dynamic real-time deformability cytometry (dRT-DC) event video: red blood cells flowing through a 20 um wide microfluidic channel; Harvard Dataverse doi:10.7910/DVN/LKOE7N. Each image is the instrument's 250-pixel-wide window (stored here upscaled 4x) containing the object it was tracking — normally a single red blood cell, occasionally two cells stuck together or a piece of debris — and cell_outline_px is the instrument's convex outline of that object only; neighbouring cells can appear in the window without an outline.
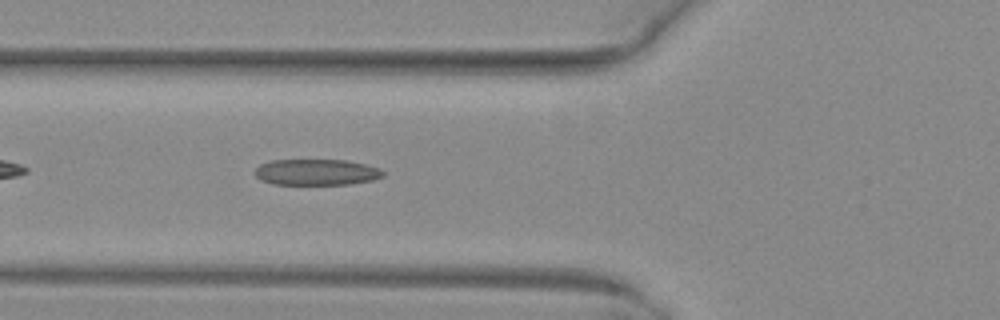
{"species": "common noctule bat (a hibernating species)", "species_latin": "Nyctalus noctula", "temperature_condition": "warm", "stored_images_in_passage": 36, "camera_frame_rate_fps": 3000, "um_per_image_px": 0.085, "animal": {"sex": "female", "body_mass_g": 29.2, "forearm_length_mm": 56.3}, "frame": {"image": 1, "passage_image": 4, "time_ms": 1.0, "image_size_px": [1000, 320], "cell_outline_px": [[384, 176], [372, 180], [348, 184], [272, 184], [260, 180], [252, 172], [260, 164], [272, 160], [348, 160], [380, 168], [384, 172]], "centroid_in_image_um": [26.87, 14.63], "position_along_channel_um": 98.9, "area_um2": 19.54}}
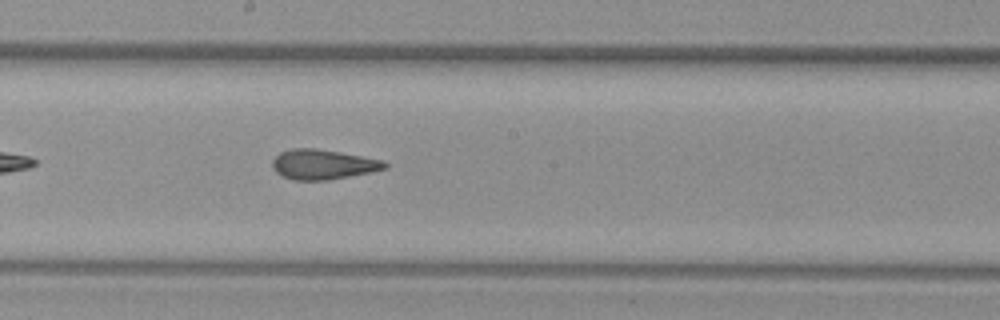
{"frame": {"image": 2, "passage_image": 13, "time_ms": 4.0, "image_size_px": [1000, 320], "cell_outline_px": [[388, 168], [372, 172], [328, 180], [292, 180], [276, 172], [272, 168], [272, 160], [280, 152], [292, 148], [316, 148], [340, 152], [384, 160], [388, 164]], "centroid_in_image_um": [27.47, 13.97], "position_along_channel_um": 220.7, "area_um2": 19.71}}
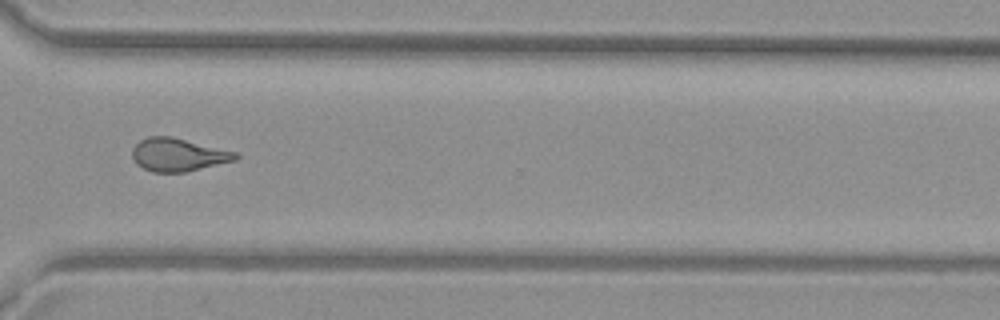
{"frame": {"image": 3, "passage_image": 23, "time_ms": 7.333, "image_size_px": [1000, 320], "cell_outline_px": [[240, 156], [236, 160], [184, 172], [152, 172], [136, 164], [132, 156], [132, 148], [140, 140], [148, 136], [172, 136], [236, 152]], "centroid_in_image_um": [15.12, 13.14], "position_along_channel_um": 355.5, "area_um2": 19.83}, "authors_computed_cell_mechanics": {"area_um2": 19.8254, "velocity_mm_per_s": 4.0463, "shape_relaxation_time_tau1_ms": null, "shape_relaxation_time_tau2_ms": 1.545, "deformation_change_tau1": null, "deformation_change_tau2": 0.1068}}